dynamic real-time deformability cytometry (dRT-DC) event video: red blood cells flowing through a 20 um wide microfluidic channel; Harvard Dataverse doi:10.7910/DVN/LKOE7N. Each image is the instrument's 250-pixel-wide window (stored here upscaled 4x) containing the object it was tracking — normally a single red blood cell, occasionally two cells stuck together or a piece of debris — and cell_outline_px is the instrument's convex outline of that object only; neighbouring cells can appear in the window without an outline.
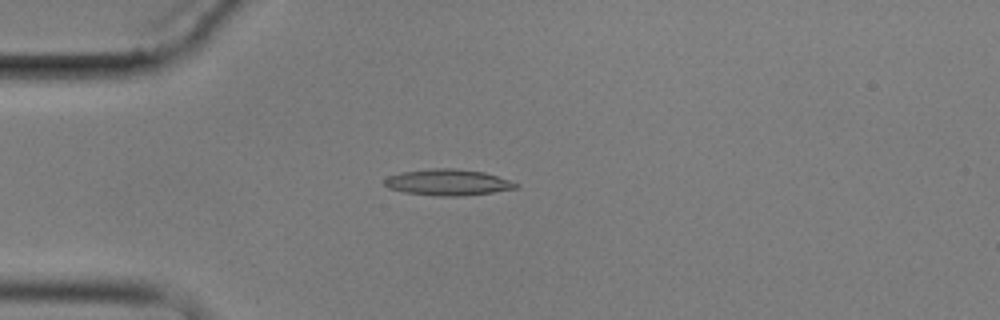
{"species": "common noctule bat (a hibernating species)", "species_latin": "Nyctalus noctula", "temperature_condition": "cold", "stored_images_in_passage": 4, "camera_frame_rate_fps": 3000, "um_per_image_px": 0.085, "animal": {"sex": "male", "body_mass_g": 17.9}, "frame": {"image": 1, "passage_image": 3, "time_ms": 2.333, "image_size_px": [1000, 320], "cell_outline_px": [[520, 184], [516, 188], [492, 192], [460, 196], [440, 196], [404, 192], [388, 188], [384, 184], [384, 180], [388, 176], [400, 172], [432, 168], [456, 168], [484, 172]], "centroid_in_image_um": [38.03, 15.49], "position_along_channel_um": 47.0, "area_um2": 19.94}}